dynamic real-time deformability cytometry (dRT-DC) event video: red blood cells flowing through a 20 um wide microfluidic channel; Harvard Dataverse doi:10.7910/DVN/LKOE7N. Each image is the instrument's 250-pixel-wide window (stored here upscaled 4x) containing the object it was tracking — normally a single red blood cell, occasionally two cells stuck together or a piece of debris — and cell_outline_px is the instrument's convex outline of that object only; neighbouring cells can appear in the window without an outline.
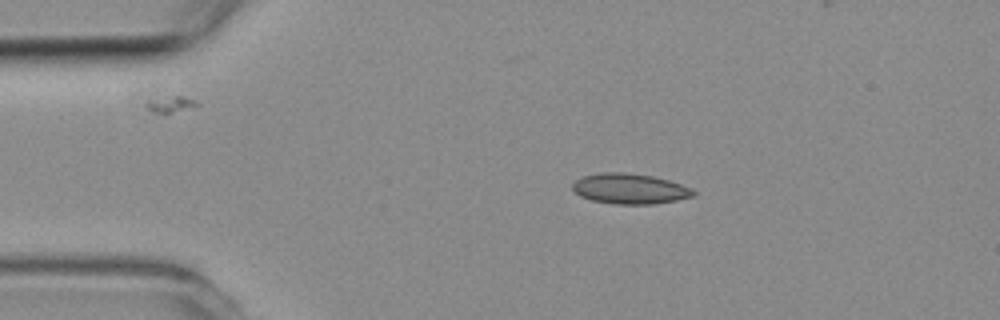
{"species": "common noctule bat (a hibernating species)", "species_latin": "Nyctalus noctula", "temperature_condition": "room temperature", "stored_images_in_passage": 4, "camera_frame_rate_fps": 3000, "um_per_image_px": 0.085, "animal": {"sex": "female", "body_mass_g": 19.3, "forearm_length_mm": 54.1}, "frame": {"image": 1, "passage_image": 2, "time_ms": 1.0, "image_size_px": [1000, 320], "cell_outline_px": [[696, 196], [656, 204], [612, 204], [592, 200], [580, 196], [572, 188], [572, 184], [576, 180], [584, 176], [600, 172], [624, 172], [652, 176], [668, 180], [692, 188], [696, 192]], "centroid_in_image_um": [53.55, 16.05], "position_along_channel_um": 31.4, "area_um2": 21.44}}
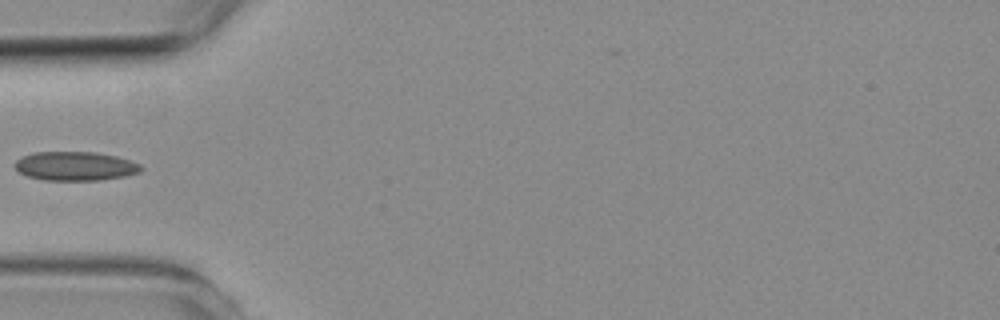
{"frame": {"image": 2, "passage_image": 4, "time_ms": 3.333, "image_size_px": [1000, 320], "cell_outline_px": [[144, 168], [140, 172], [124, 176], [100, 180], [44, 180], [28, 176], [20, 172], [12, 164], [16, 160], [32, 152], [96, 152], [116, 156], [140, 164]], "centroid_in_image_um": [6.39, 14.11], "position_along_channel_um": 78.6, "area_um2": 21.27}}